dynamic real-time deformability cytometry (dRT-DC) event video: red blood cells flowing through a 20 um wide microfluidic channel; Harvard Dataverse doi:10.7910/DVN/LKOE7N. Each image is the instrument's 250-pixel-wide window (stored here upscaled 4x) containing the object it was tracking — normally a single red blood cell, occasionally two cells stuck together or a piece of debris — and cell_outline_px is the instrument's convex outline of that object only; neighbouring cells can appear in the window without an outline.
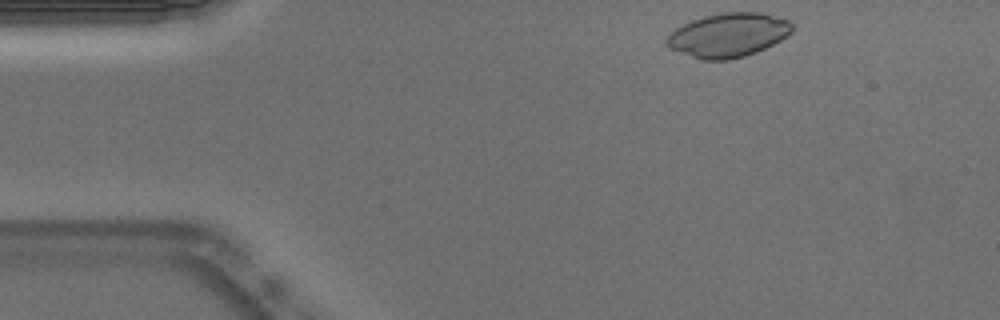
{"species": "Egyptian fruit bat (a non-hibernating species)", "species_latin": "Rousettus aegyptiacus", "temperature_condition": "warm", "stored_images_in_passage": 46, "camera_frame_rate_fps": 3000, "um_per_image_px": 0.085, "animal": {"sex": "male"}, "frame": {"image": 1, "passage_image": 1, "time_ms": 0.0, "image_size_px": [1000, 320], "cell_outline_px": [[792, 32], [780, 40], [756, 52], [744, 56], [728, 60], [700, 60], [668, 48], [664, 40], [676, 28], [692, 20], [704, 16], [724, 12], [760, 12], [788, 20], [792, 24]], "centroid_in_image_um": [61.87, 2.99], "position_along_channel_um": 23.1, "area_um2": 32.08}}